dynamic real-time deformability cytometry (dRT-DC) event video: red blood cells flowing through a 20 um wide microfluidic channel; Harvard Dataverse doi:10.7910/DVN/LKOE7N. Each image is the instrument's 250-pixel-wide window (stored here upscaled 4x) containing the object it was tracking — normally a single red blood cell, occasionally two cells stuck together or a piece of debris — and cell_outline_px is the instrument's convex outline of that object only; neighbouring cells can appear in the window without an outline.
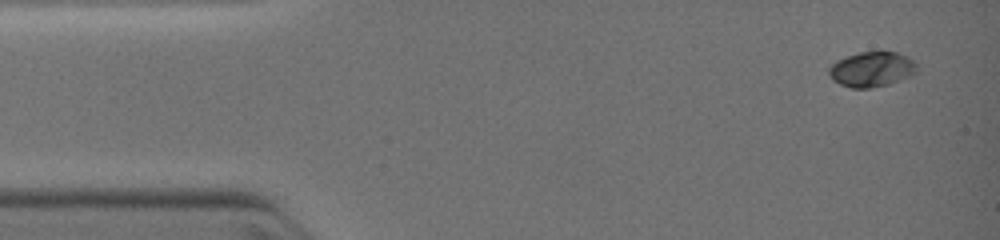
{"species": "common noctule bat (a hibernating species)", "species_latin": "Nyctalus noctula", "temperature_condition": "warm", "stored_images_in_passage": 5, "camera_frame_rate_fps": 3000, "um_per_image_px": 0.085, "animal": {"sex": "female", "body_mass_g": 19.0, "forearm_length_mm": 51.5}, "frame": {"image": 1, "passage_image": 1, "time_ms": 0.0, "image_size_px": [1000, 240], "cell_outline_px": [[916, 72], [900, 80], [888, 84], [868, 88], [852, 88], [840, 84], [832, 80], [828, 72], [828, 68], [836, 60], [860, 52], [896, 52], [912, 60], [916, 64]], "centroid_in_image_um": [74.05, 5.9], "position_along_channel_um": 10.9, "area_um2": 17.69}}
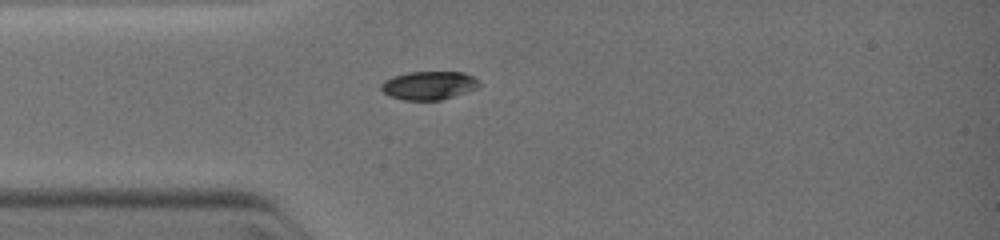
{"frame": {"image": 2, "passage_image": 4, "time_ms": 2.667, "image_size_px": [1000, 240], "cell_outline_px": [[480, 84], [476, 88], [440, 100], [404, 100], [392, 96], [384, 92], [380, 88], [380, 84], [384, 80], [392, 76], [408, 72], [464, 72], [472, 76]], "centroid_in_image_um": [36.4, 7.25], "position_along_channel_um": 48.6, "area_um2": 16.01}}